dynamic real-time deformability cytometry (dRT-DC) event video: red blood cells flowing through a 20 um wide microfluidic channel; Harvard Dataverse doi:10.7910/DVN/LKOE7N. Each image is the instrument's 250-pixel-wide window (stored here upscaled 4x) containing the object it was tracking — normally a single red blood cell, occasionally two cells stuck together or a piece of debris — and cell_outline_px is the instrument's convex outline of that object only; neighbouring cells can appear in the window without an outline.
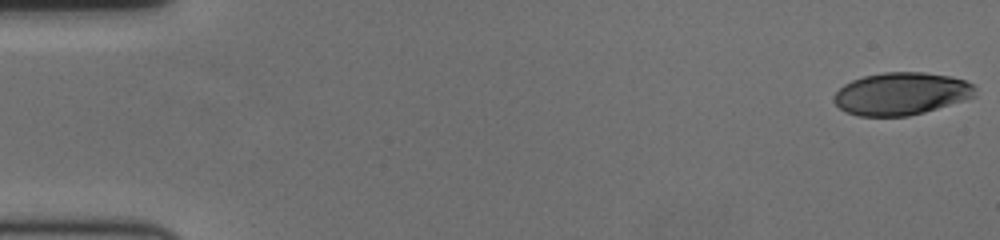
{"species": "human", "species_latin": "Homo sapiens", "temperature_condition": "cold", "stored_images_in_passage": 59, "camera_frame_rate_fps": 3000, "um_per_image_px": 0.085, "donor": {"sex": "female"}, "frame": {"image": 1, "passage_image": 1, "time_ms": 0.0, "image_size_px": [1000, 240], "cell_outline_px": [[976, 96], [964, 100], [924, 112], [908, 116], [856, 116], [840, 108], [832, 100], [832, 96], [844, 84], [852, 80], [864, 76], [884, 72], [924, 72], [952, 76], [976, 84]], "centroid_in_image_um": [76.62, 7.96], "position_along_channel_um": 8.4, "area_um2": 35.2}}
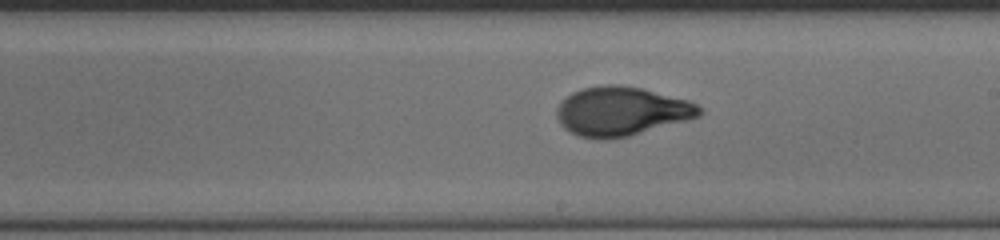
{"frame": {"image": 2, "passage_image": 34, "time_ms": 11.0, "image_size_px": [1000, 240], "cell_outline_px": [[704, 112], [700, 116], [688, 120], [628, 136], [608, 140], [600, 140], [580, 136], [564, 128], [560, 124], [556, 116], [556, 108], [560, 100], [572, 92], [580, 88], [604, 84], [620, 84], [644, 88], [688, 100], [696, 104]], "centroid_in_image_um": [52.79, 9.44], "position_along_channel_um": 236.2, "area_um2": 41.27}}
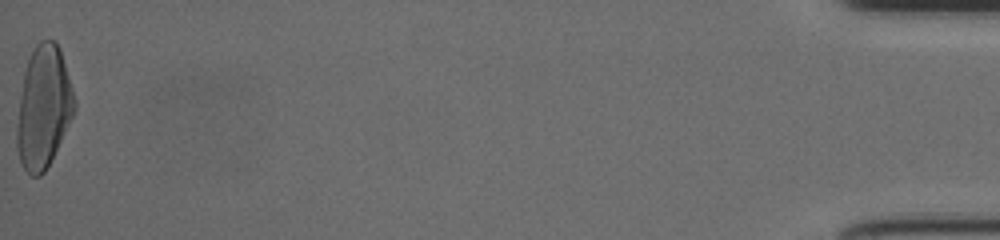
{"frame": {"image": 3, "passage_image": 59, "time_ms": 19.333, "image_size_px": [1000, 240], "cell_outline_px": [[76, 108], [44, 172], [40, 176], [32, 176], [20, 164], [16, 148], [16, 124], [20, 96], [24, 72], [32, 48], [40, 40], [56, 40], [60, 48], [76, 100]], "centroid_in_image_um": [3.68, 9.08], "position_along_channel_um": 431.5, "area_um2": 40.75}, "authors_computed_cell_mechanics": {"area_um2": 38.8994, "velocity_mm_per_s": 3.5652, "shape_relaxation_time_tau1_ms": 5.6421, "shape_relaxation_time_tau2_ms": null, "deformation_change_tau1": 0.2333, "deformation_change_tau2": null}}